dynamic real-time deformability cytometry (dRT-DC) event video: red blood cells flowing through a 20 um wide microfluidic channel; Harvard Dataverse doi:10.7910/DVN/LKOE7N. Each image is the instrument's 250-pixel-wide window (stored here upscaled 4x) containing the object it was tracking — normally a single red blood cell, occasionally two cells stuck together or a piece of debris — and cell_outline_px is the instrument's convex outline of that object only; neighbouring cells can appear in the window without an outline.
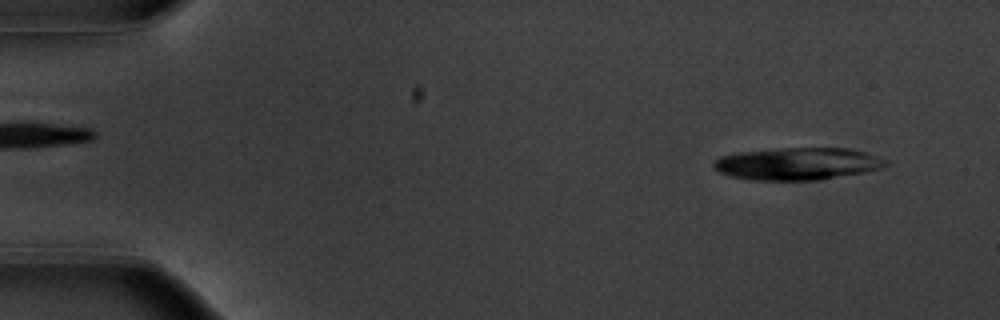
{"species": "common noctule bat (a hibernating species)", "species_latin": "Nyctalus noctula", "temperature_condition": "warm", "stored_images_in_passage": 13, "camera_frame_rate_fps": 3000, "um_per_image_px": 0.085, "animal": {"sex": "male", "body_mass_g": 20.1, "forearm_length_mm": 53.5}, "frame": {"image": 1, "passage_image": 4, "time_ms": 1.0, "image_size_px": [1000, 320], "cell_outline_px": [[888, 164], [880, 168], [864, 172], [820, 180], [752, 180], [732, 176], [720, 172], [712, 164], [720, 156], [740, 152], [784, 148], [848, 148], [864, 152], [888, 160]], "centroid_in_image_um": [67.81, 13.92], "position_along_channel_um": 17.2, "area_um2": 32.14}}